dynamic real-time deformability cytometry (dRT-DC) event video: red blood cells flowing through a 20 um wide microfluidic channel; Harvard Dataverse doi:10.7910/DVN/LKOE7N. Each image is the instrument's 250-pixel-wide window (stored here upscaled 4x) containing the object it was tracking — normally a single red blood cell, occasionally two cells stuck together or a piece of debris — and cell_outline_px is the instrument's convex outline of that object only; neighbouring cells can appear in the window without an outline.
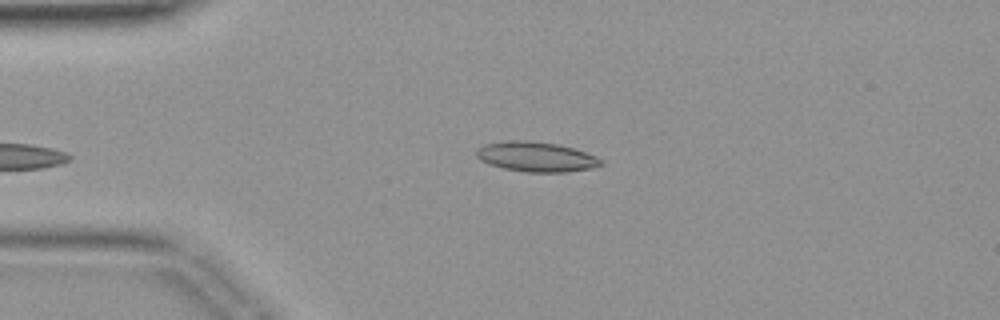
{"species": "common noctule bat (a hibernating species)", "species_latin": "Nyctalus noctula", "temperature_condition": "warm", "stored_images_in_passage": 30, "camera_frame_rate_fps": 3000, "um_per_image_px": 0.085, "animal": {"sex": "female", "body_mass_g": 19.9}, "frame": {"image": 1, "passage_image": 1, "time_ms": 0.0, "image_size_px": [1000, 320], "cell_outline_px": [[604, 164], [592, 168], [568, 172], [524, 172], [504, 168], [488, 164], [480, 160], [476, 156], [476, 148], [484, 144], [512, 140], [528, 140], [560, 144], [596, 156], [604, 160]], "centroid_in_image_um": [45.57, 13.32], "position_along_channel_um": 39.4, "area_um2": 21.91}}
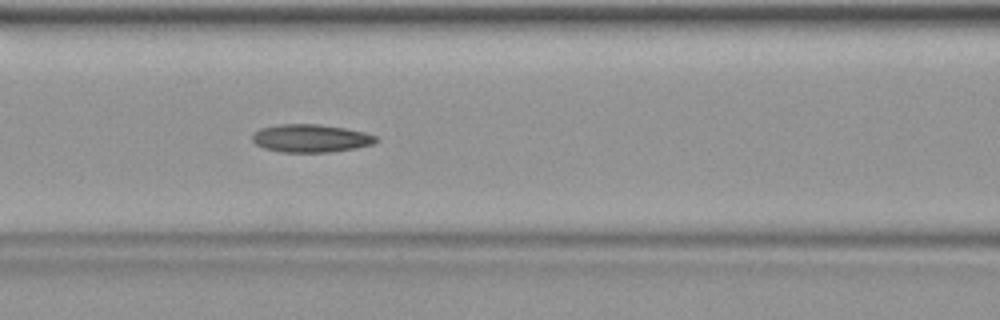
{"frame": {"image": 2, "passage_image": 9, "time_ms": 2.667, "image_size_px": [1000, 320], "cell_outline_px": [[380, 140], [372, 144], [356, 148], [332, 152], [280, 152], [264, 148], [256, 144], [252, 140], [252, 132], [260, 128], [276, 124], [320, 124], [344, 128], [364, 132], [376, 136]], "centroid_in_image_um": [26.39, 11.75], "position_along_channel_um": 140.2, "area_um2": 20.35}}